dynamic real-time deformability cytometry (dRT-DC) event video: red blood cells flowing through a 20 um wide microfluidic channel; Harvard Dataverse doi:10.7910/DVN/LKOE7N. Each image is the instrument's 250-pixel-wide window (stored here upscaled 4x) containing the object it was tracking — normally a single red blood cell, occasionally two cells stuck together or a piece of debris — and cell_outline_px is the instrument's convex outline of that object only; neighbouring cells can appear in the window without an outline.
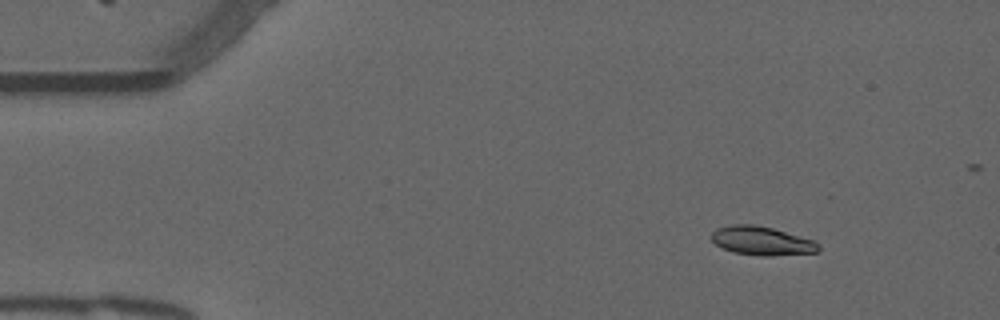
{"species": "common noctule bat (a hibernating species)", "species_latin": "Nyctalus noctula", "temperature_condition": "warm", "stored_images_in_passage": 50, "camera_frame_rate_fps": 3000, "um_per_image_px": 0.085, "animal": {"sex": "male", "forearm_length_mm": 52.5}, "frame": {"image": 1, "passage_image": 6, "time_ms": 1.667, "image_size_px": [1000, 320], "cell_outline_px": [[820, 252], [772, 256], [764, 256], [736, 252], [724, 248], [716, 244], [712, 240], [712, 232], [716, 228], [732, 224], [752, 224], [772, 228], [812, 240], [820, 244]], "centroid_in_image_um": [64.77, 20.47], "position_along_channel_um": 20.2, "area_um2": 17.74}}
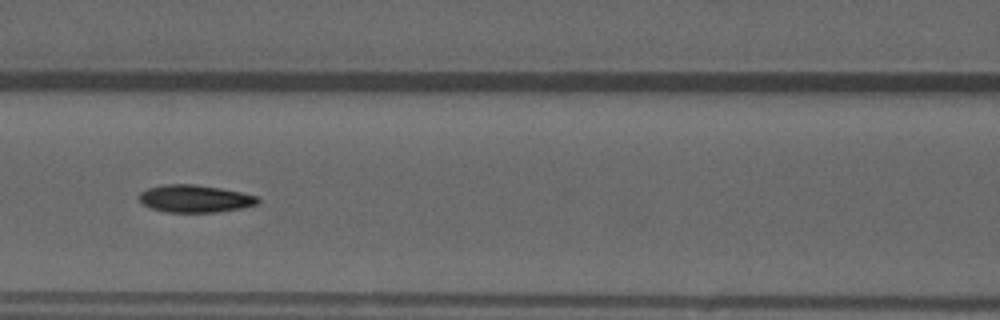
{"frame": {"image": 2, "passage_image": 23, "time_ms": 7.333, "image_size_px": [1000, 320], "cell_outline_px": [[260, 204], [244, 208], [220, 212], [168, 212], [152, 208], [144, 204], [140, 200], [140, 192], [148, 188], [164, 184], [192, 184], [220, 188], [240, 192], [256, 196], [260, 200]], "centroid_in_image_um": [16.62, 16.89], "position_along_channel_um": 150.0, "area_um2": 18.96}}
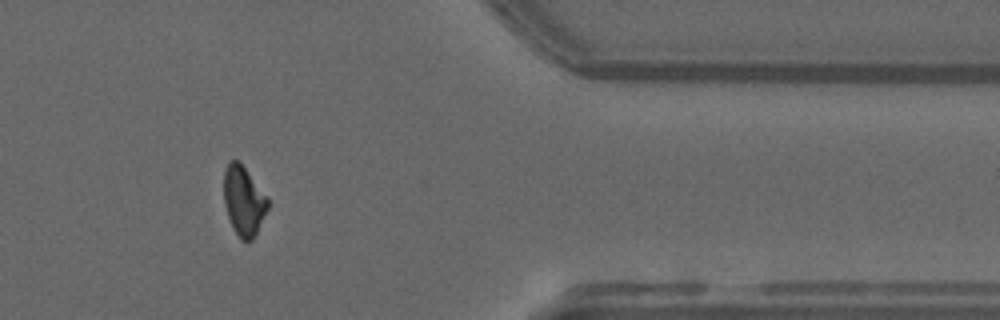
{"frame": {"image": 3, "passage_image": 44, "time_ms": 14.333, "image_size_px": [1000, 320], "cell_outline_px": [[268, 208], [252, 240], [240, 240], [228, 216], [224, 204], [224, 168], [228, 160], [240, 160], [268, 196]], "centroid_in_image_um": [20.71, 16.99], "position_along_channel_um": 390.7, "area_um2": 17.92}}